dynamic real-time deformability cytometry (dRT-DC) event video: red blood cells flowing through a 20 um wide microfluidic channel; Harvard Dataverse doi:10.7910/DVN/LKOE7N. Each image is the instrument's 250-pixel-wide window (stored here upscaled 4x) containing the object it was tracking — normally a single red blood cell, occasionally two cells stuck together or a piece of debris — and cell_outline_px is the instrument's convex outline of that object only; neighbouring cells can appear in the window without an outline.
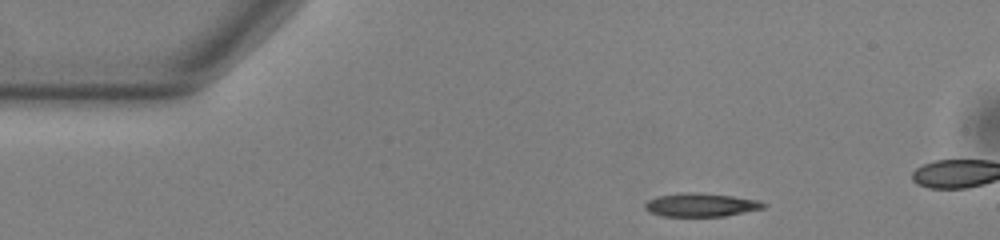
{"species": "common noctule bat (a hibernating species)", "species_latin": "Nyctalus noctula", "temperature_condition": "warm", "stored_images_in_passage": 42, "camera_frame_rate_fps": 3000, "um_per_image_px": 0.085, "animal": {"sex": "male", "body_mass_g": 13.0, "forearm_length_mm": 53.1}, "frame": {"image": 1, "passage_image": 1, "time_ms": 0.0, "image_size_px": [1000, 240], "cell_outline_px": [[768, 204], [764, 208], [724, 216], [664, 216], [648, 212], [644, 208], [644, 204], [648, 200], [656, 196], [688, 192], [696, 192], [732, 196], [760, 200]], "centroid_in_image_um": [59.57, 17.41], "position_along_channel_um": 25.4, "area_um2": 16.24}}
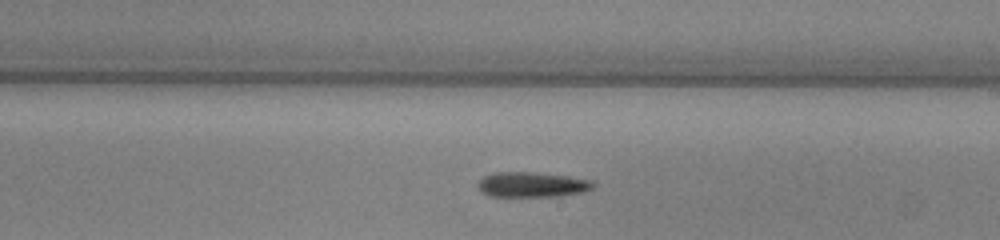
{"frame": {"image": 2, "passage_image": 23, "time_ms": 7.333, "image_size_px": [1000, 240], "cell_outline_px": [[596, 188], [584, 192], [556, 196], [488, 196], [480, 188], [480, 180], [484, 176], [496, 172], [532, 172], [568, 176], [592, 180], [596, 184]], "centroid_in_image_um": [45.32, 15.69], "position_along_channel_um": 243.7, "area_um2": 16.76}}
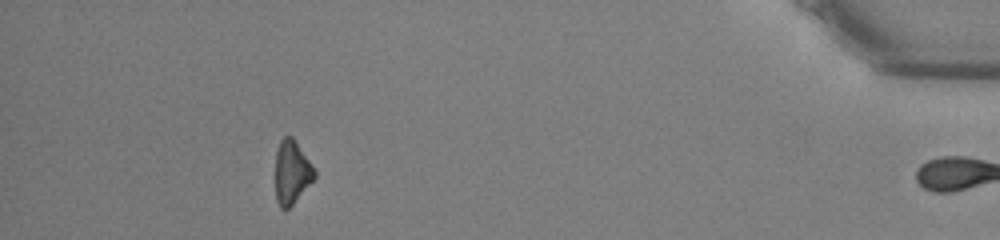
{"frame": {"image": 3, "passage_image": 41, "time_ms": 13.333, "image_size_px": [1000, 240], "cell_outline_px": [[316, 176], [292, 204], [288, 208], [280, 208], [276, 200], [276, 152], [280, 140], [284, 136], [292, 136], [296, 140], [316, 172]], "centroid_in_image_um": [24.79, 14.6], "position_along_channel_um": 410.4, "area_um2": 14.22}, "authors_computed_cell_mechanics": {"area_um2": 16.4152, "velocity_mm_per_s": 3.8403, "shape_relaxation_time_tau1_ms": 9.767, "shape_relaxation_time_tau2_ms": null, "deformation_change_tau1": 0.1927, "deformation_change_tau2": null}}